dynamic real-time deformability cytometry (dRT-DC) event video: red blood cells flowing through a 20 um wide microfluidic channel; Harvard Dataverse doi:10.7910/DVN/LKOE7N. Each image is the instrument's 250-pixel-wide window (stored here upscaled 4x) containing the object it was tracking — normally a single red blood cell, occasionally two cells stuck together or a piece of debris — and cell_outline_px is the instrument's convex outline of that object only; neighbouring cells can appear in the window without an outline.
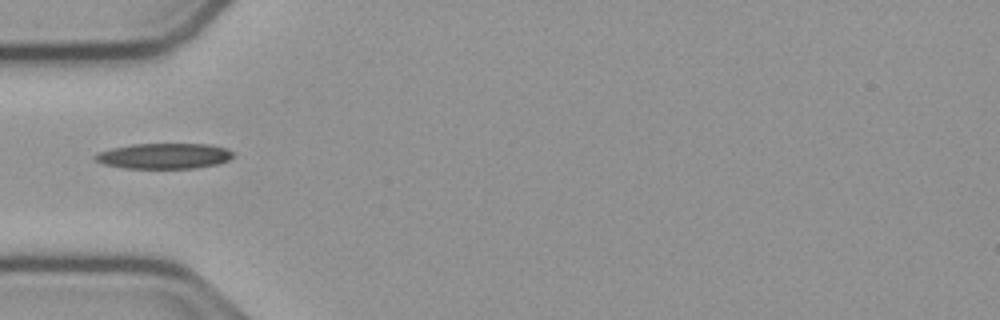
{"species": "common noctule bat (a hibernating species)", "species_latin": "Nyctalus noctula", "temperature_condition": "cold", "stored_images_in_passage": 38, "camera_frame_rate_fps": 3000, "um_per_image_px": 0.085, "animal": {"sex": "male", "body_mass_g": 23.1, "forearm_length_mm": 52.7}, "frame": {"image": 1, "passage_image": 1, "time_ms": 0.0, "image_size_px": [1000, 320], "cell_outline_px": [[236, 156], [220, 164], [196, 168], [124, 168], [104, 164], [96, 160], [92, 156], [100, 152], [112, 148], [132, 144], [208, 144], [224, 148], [232, 152]], "centroid_in_image_um": [13.98, 13.26], "position_along_channel_um": 71.0, "area_um2": 20.52}}
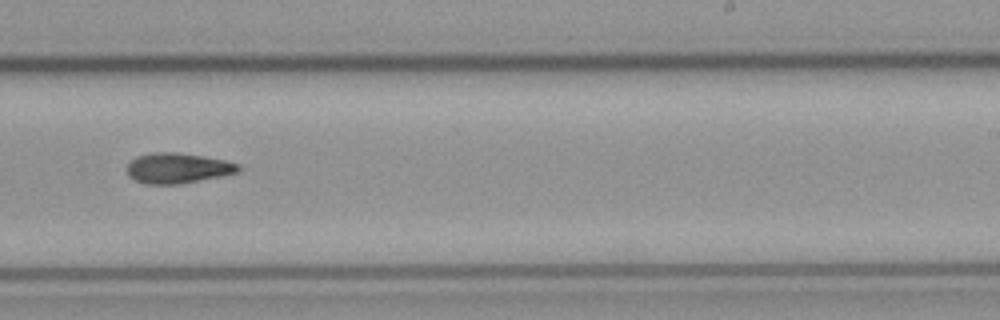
{"frame": {"image": 2, "passage_image": 17, "time_ms": 5.333, "image_size_px": [1000, 320], "cell_outline_px": [[240, 172], [224, 176], [180, 184], [144, 184], [128, 176], [128, 164], [136, 156], [152, 152], [176, 152], [204, 156], [224, 160], [240, 164]], "centroid_in_image_um": [15.14, 14.29], "position_along_channel_um": 273.9, "area_um2": 19.88}}
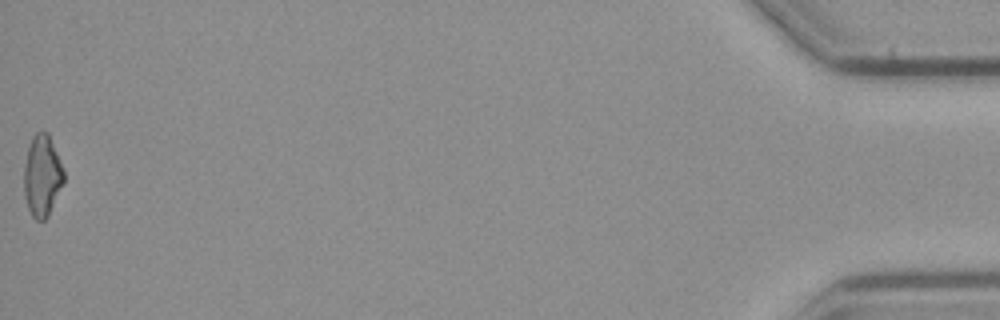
{"frame": {"image": 3, "passage_image": 38, "time_ms": 12.333, "image_size_px": [1000, 320], "cell_outline_px": [[64, 184], [48, 216], [44, 220], [36, 220], [32, 216], [28, 208], [24, 196], [24, 164], [28, 148], [32, 136], [36, 132], [48, 132], [64, 168]], "centroid_in_image_um": [3.6, 14.94], "position_along_channel_um": 431.6, "area_um2": 19.13}}